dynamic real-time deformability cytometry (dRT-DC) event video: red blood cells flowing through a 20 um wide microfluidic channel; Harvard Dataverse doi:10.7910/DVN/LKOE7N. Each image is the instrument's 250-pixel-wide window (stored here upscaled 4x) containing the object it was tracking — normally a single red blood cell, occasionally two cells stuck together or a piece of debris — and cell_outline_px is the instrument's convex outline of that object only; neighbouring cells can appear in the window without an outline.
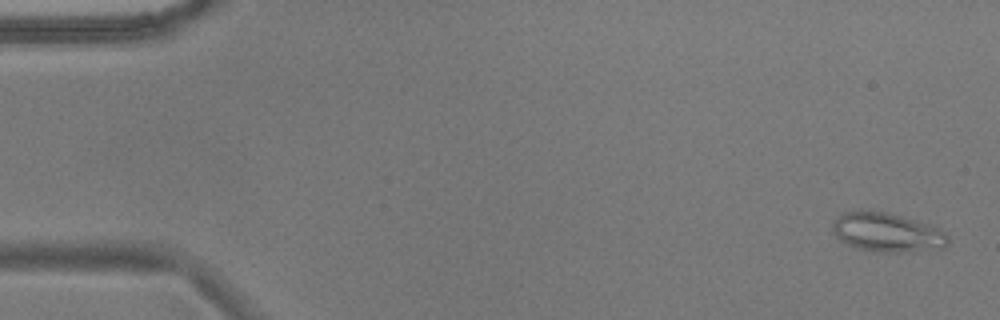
{"species": "common noctule bat (a hibernating species)", "species_latin": "Nyctalus noctula", "temperature_condition": "warm", "stored_images_in_passage": 55, "camera_frame_rate_fps": 3000, "um_per_image_px": 0.085, "animal": {"sex": "male", "body_mass_g": 17.9}, "frame": {"image": 1, "passage_image": 2, "time_ms": 0.333, "image_size_px": [1000, 320], "cell_outline_px": [[948, 244], [944, 248], [900, 252], [880, 252], [860, 248], [848, 244], [840, 240], [832, 232], [832, 220], [844, 212], [860, 208], [884, 212], [932, 224], [944, 232], [948, 236]], "centroid_in_image_um": [75.37, 19.72], "position_along_channel_um": 9.6, "area_um2": 26.53}}
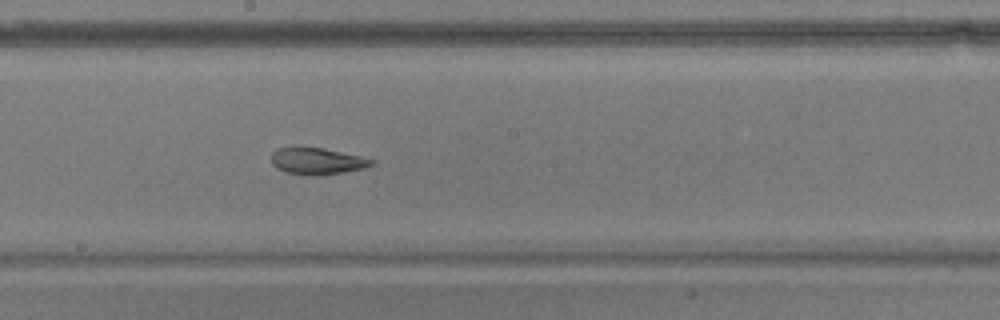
{"frame": {"image": 2, "passage_image": 30, "time_ms": 9.667, "image_size_px": [1000, 320], "cell_outline_px": [[376, 160], [372, 164], [364, 168], [340, 172], [308, 176], [284, 172], [276, 168], [272, 164], [272, 152], [276, 148], [324, 148], [360, 156]], "centroid_in_image_um": [26.92, 13.7], "position_along_channel_um": 221.3, "area_um2": 15.32}}
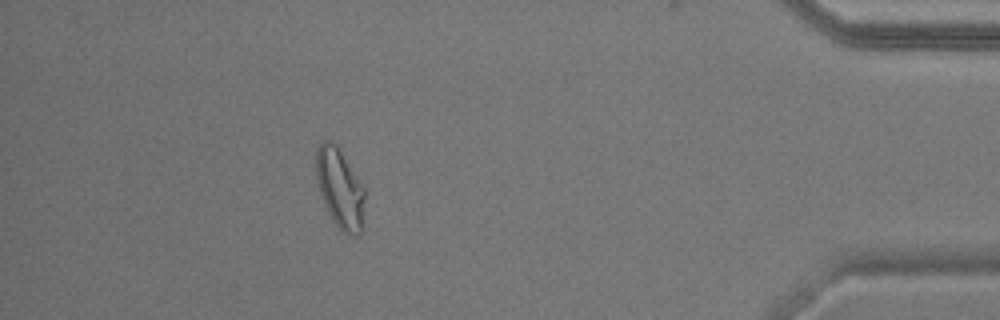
{"frame": {"image": 3, "passage_image": 49, "time_ms": 16.0, "image_size_px": [1000, 320], "cell_outline_px": [[364, 228], [356, 236], [344, 232], [332, 220], [324, 204], [320, 192], [316, 176], [316, 148], [324, 140], [332, 140], [336, 144], [364, 184]], "centroid_in_image_um": [28.92, 16.0], "position_along_channel_um": 406.3, "area_um2": 22.89}, "authors_computed_cell_mechanics": {"area_um2": 20.3456, "velocity_mm_per_s": 3.6975, "shape_relaxation_time_tau1_ms": 10.7431, "shape_relaxation_time_tau2_ms": 3.0824, "deformation_change_tau1": 0.2316, "deformation_change_tau2": 0.1001}}